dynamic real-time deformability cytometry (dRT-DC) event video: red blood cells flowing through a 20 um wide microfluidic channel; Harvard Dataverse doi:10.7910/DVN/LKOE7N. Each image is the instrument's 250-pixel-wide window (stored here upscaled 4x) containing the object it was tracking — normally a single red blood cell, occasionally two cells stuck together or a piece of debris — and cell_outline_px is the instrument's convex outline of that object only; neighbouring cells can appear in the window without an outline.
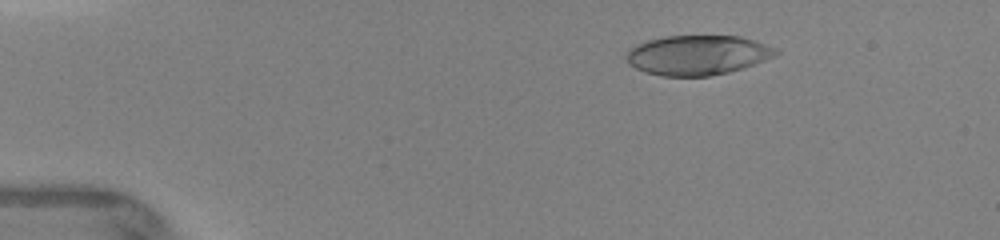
{"species": "human", "species_latin": "Homo sapiens", "temperature_condition": "warm", "stored_images_in_passage": 10, "camera_frame_rate_fps": 3000, "um_per_image_px": 0.085, "donor": {"sex": "female"}, "frame": {"image": 1, "passage_image": 5, "time_ms": 2.0, "image_size_px": [1000, 240], "cell_outline_px": [[780, 52], [776, 56], [744, 68], [728, 72], [708, 76], [664, 76], [644, 72], [628, 64], [624, 56], [628, 48], [636, 44], [648, 40], [664, 36], [740, 36], [776, 48]], "centroid_in_image_um": [59.26, 4.68], "position_along_channel_um": 25.7, "area_um2": 34.8}}
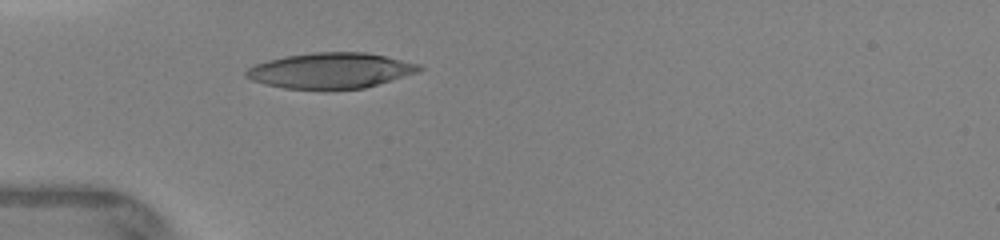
{"frame": {"image": 2, "passage_image": 10, "time_ms": 4.333, "image_size_px": [1000, 240], "cell_outline_px": [[424, 68], [420, 72], [364, 88], [284, 88], [264, 84], [252, 80], [244, 76], [244, 72], [248, 68], [256, 64], [268, 60], [284, 56], [312, 52], [364, 52], [384, 56], [420, 64]], "centroid_in_image_um": [28.11, 5.98], "position_along_channel_um": 56.9, "area_um2": 35.6}}